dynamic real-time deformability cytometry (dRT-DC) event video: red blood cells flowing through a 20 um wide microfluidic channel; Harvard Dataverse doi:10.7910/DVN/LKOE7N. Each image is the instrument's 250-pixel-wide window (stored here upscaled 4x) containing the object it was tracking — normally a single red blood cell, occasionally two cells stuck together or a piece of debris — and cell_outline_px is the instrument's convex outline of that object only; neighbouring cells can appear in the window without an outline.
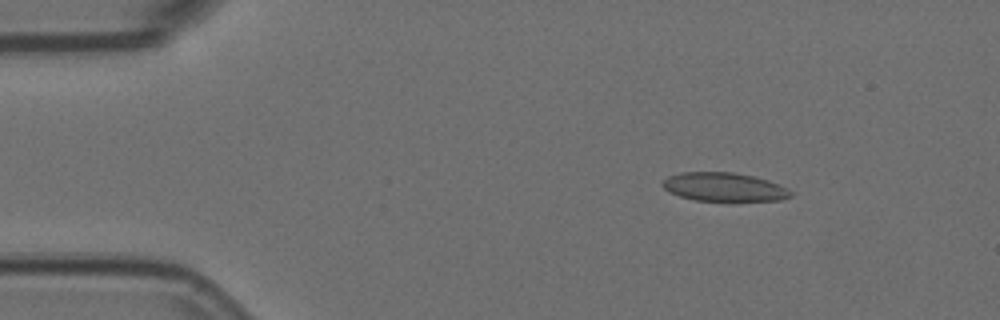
{"species": "Egyptian fruit bat (a non-hibernating species)", "species_latin": "Rousettus aegyptiacus", "temperature_condition": "room temperature", "stored_images_in_passage": 6, "camera_frame_rate_fps": 3000, "um_per_image_px": 0.085, "animal": {"sex": "female"}, "frame": {"image": 1, "passage_image": 3, "time_ms": 0.667, "image_size_px": [1000, 320], "cell_outline_px": [[792, 196], [780, 200], [696, 200], [680, 196], [668, 192], [660, 184], [668, 176], [680, 172], [732, 172], [752, 176], [768, 180], [788, 188], [792, 192]], "centroid_in_image_um": [61.52, 15.88], "position_along_channel_um": 23.5, "area_um2": 21.21}}
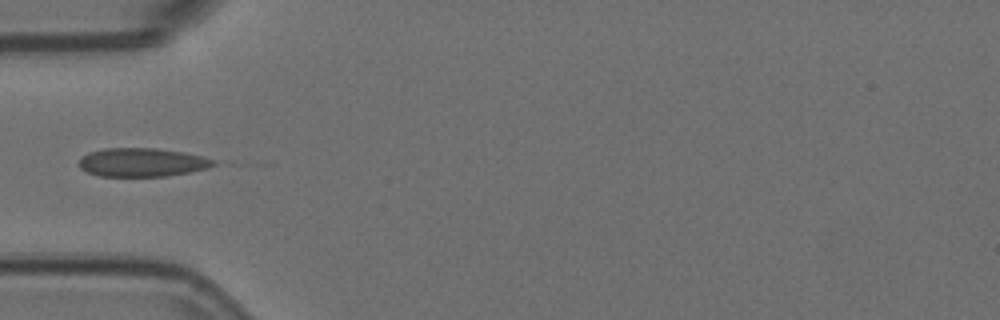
{"frame": {"image": 2, "passage_image": 6, "time_ms": 1.667, "image_size_px": [1000, 320], "cell_outline_px": [[216, 164], [208, 168], [168, 176], [100, 176], [88, 172], [80, 168], [80, 156], [88, 152], [104, 148], [156, 148], [184, 152], [200, 156], [212, 160]], "centroid_in_image_um": [12.03, 13.79], "position_along_channel_um": 73.0, "area_um2": 22.31}}